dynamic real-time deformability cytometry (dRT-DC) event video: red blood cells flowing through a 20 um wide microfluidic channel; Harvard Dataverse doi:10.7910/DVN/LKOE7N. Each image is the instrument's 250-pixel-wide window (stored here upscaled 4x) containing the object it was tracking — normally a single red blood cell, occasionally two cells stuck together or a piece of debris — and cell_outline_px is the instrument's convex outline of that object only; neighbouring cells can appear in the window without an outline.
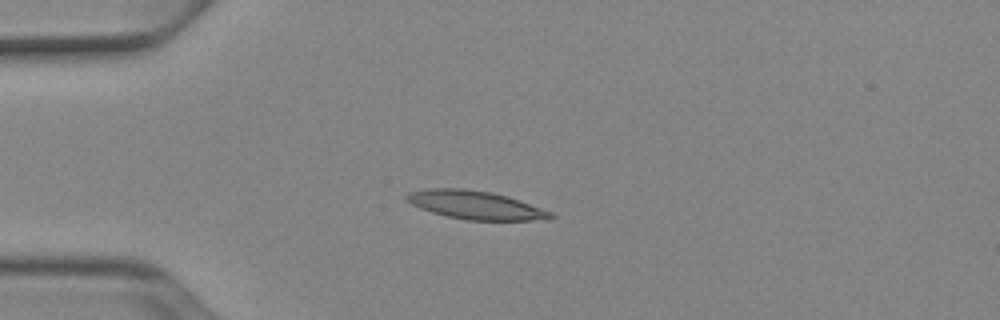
{"species": "Egyptian fruit bat (a non-hibernating species)", "species_latin": "Rousettus aegyptiacus", "temperature_condition": "cold", "stored_images_in_passage": 32, "camera_frame_rate_fps": 3000, "um_per_image_px": 0.085, "animal": {"sex": "female"}, "frame": {"image": 1, "passage_image": 1, "time_ms": 0.0, "image_size_px": [1000, 320], "cell_outline_px": [[556, 216], [548, 220], [468, 220], [448, 216], [432, 212], [420, 208], [412, 204], [404, 196], [408, 192], [428, 188], [464, 188], [492, 192], [508, 196], [520, 200], [552, 212]], "centroid_in_image_um": [40.44, 17.42], "position_along_channel_um": 44.6, "area_um2": 23.87}}
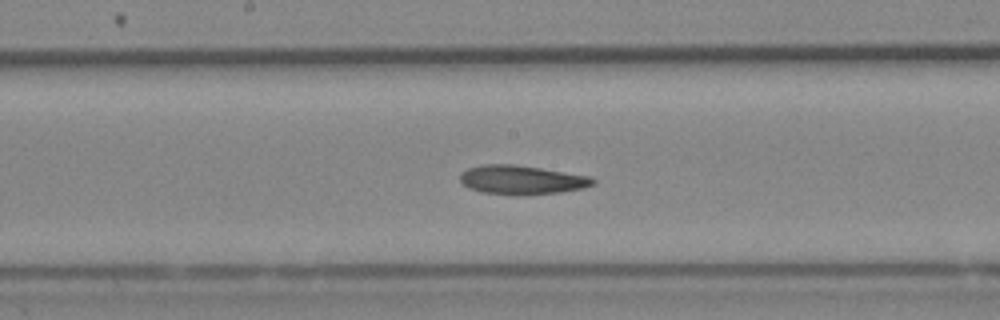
{"frame": {"image": 2, "passage_image": 15, "time_ms": 4.667, "image_size_px": [1000, 320], "cell_outline_px": [[596, 184], [584, 188], [560, 192], [516, 196], [512, 196], [480, 192], [468, 188], [460, 180], [460, 172], [468, 168], [480, 164], [512, 164], [540, 168], [592, 176], [596, 180]], "centroid_in_image_um": [44.34, 15.3], "position_along_channel_um": 203.9, "area_um2": 22.89}}
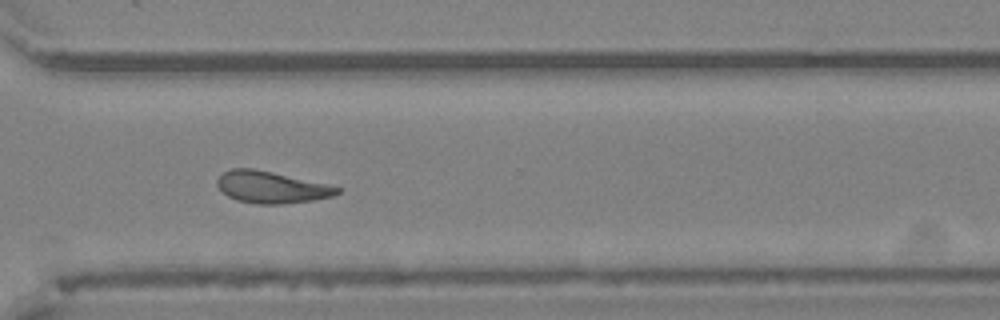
{"frame": {"image": 3, "passage_image": 26, "time_ms": 8.333, "image_size_px": [1000, 320], "cell_outline_px": [[344, 188], [340, 192], [332, 196], [312, 200], [280, 204], [256, 204], [236, 200], [228, 196], [216, 184], [216, 180], [224, 172], [232, 168], [252, 168], [272, 172], [328, 184]], "centroid_in_image_um": [23.08, 15.91], "position_along_channel_um": 347.5, "area_um2": 22.14}}